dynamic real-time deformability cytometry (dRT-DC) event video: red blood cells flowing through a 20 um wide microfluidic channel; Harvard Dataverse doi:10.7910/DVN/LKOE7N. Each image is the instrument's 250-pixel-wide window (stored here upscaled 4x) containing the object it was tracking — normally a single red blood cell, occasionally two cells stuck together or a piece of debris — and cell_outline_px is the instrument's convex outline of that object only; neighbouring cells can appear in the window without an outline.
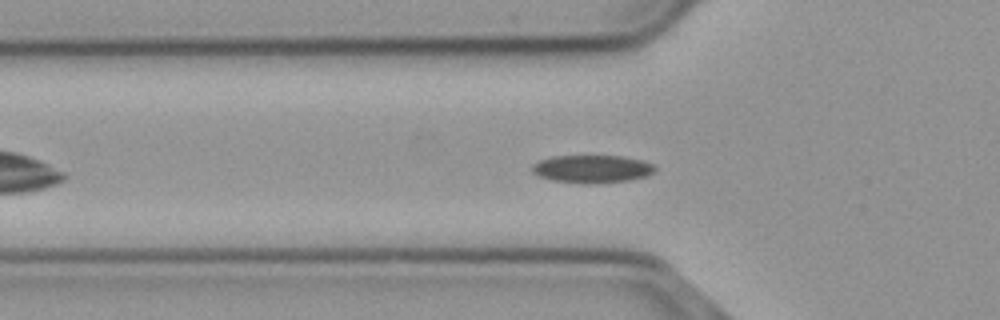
{"species": "common noctule bat (a hibernating species)", "species_latin": "Nyctalus noctula", "temperature_condition": "cold", "stored_images_in_passage": 40, "camera_frame_rate_fps": 3000, "um_per_image_px": 0.085, "animal": {"sex": "male", "body_mass_g": 23.1, "forearm_length_mm": 52.7}, "frame": {"image": 1, "passage_image": 2, "time_ms": 0.333, "image_size_px": [1000, 320], "cell_outline_px": [[656, 168], [648, 176], [628, 180], [592, 184], [580, 184], [552, 180], [536, 176], [532, 172], [532, 164], [540, 160], [552, 156], [624, 156], [644, 160], [652, 164]], "centroid_in_image_um": [50.3, 14.36], "position_along_channel_um": 75.5, "area_um2": 20.17}}
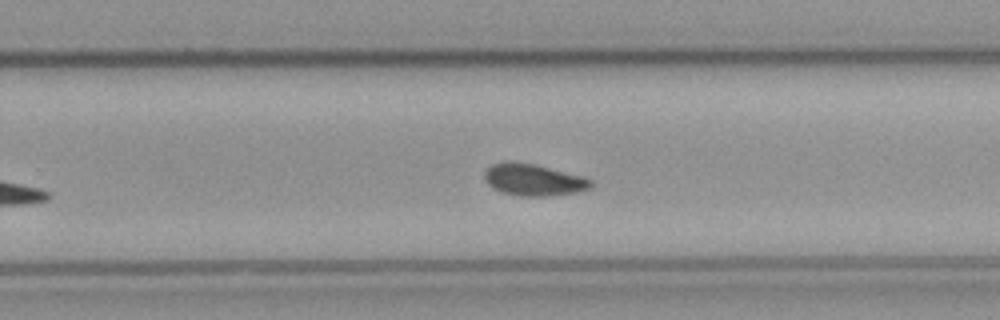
{"frame": {"image": 2, "passage_image": 19, "time_ms": 6.0, "image_size_px": [1000, 320], "cell_outline_px": [[592, 188], [580, 192], [544, 196], [520, 196], [500, 192], [492, 188], [484, 180], [484, 172], [492, 164], [508, 160], [536, 164], [584, 176], [592, 180]], "centroid_in_image_um": [45.35, 15.28], "position_along_channel_um": 284.4, "area_um2": 20.11}}
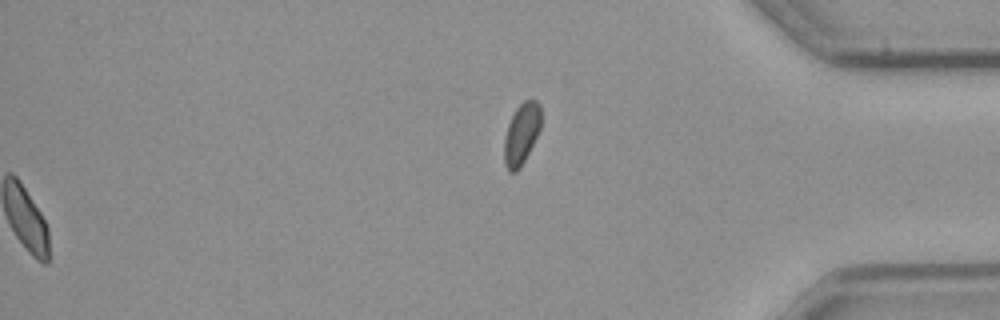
{"frame": {"image": 3, "passage_image": 40, "time_ms": 13.0, "image_size_px": [1000, 320], "cell_outline_px": [[540, 128], [520, 168], [516, 172], [508, 172], [504, 164], [504, 140], [508, 124], [516, 108], [524, 100], [536, 100], [540, 104]], "centroid_in_image_um": [44.3, 11.39], "position_along_channel_um": 390.9, "area_um2": 12.95}, "authors_computed_cell_mechanics": {"area_um2": 19.0162, "velocity_mm_per_s": 3.6718, "shape_relaxation_time_tau1_ms": 10.1442, "shape_relaxation_time_tau2_ms": null, "deformation_change_tau1": 0.1477, "deformation_change_tau2": null}}